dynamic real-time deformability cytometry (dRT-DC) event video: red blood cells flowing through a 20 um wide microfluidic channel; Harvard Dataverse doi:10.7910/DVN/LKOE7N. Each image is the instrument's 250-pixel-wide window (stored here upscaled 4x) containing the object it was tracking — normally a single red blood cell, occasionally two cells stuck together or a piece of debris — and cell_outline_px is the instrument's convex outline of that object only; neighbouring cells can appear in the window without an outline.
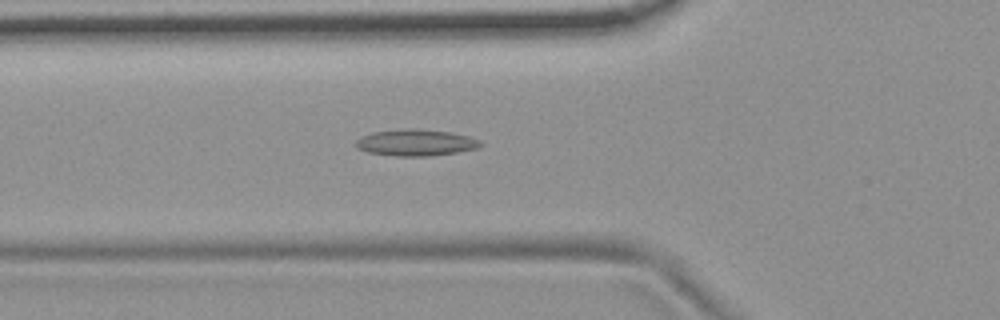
{"species": "common noctule bat (a hibernating species)", "species_latin": "Nyctalus noctula", "temperature_condition": "room temperature", "stored_images_in_passage": 54, "camera_frame_rate_fps": 3000, "um_per_image_px": 0.085, "animal": {"sex": "female", "body_mass_g": 19.9}, "frame": {"image": 1, "passage_image": 19, "time_ms": 6.0, "image_size_px": [1000, 320], "cell_outline_px": [[484, 144], [476, 148], [456, 152], [432, 156], [396, 156], [368, 152], [356, 148], [356, 140], [360, 136], [372, 132], [404, 128], [416, 128], [452, 132], [468, 136], [480, 140]], "centroid_in_image_um": [35.33, 12.11], "position_along_channel_um": 90.5, "area_um2": 19.42}}
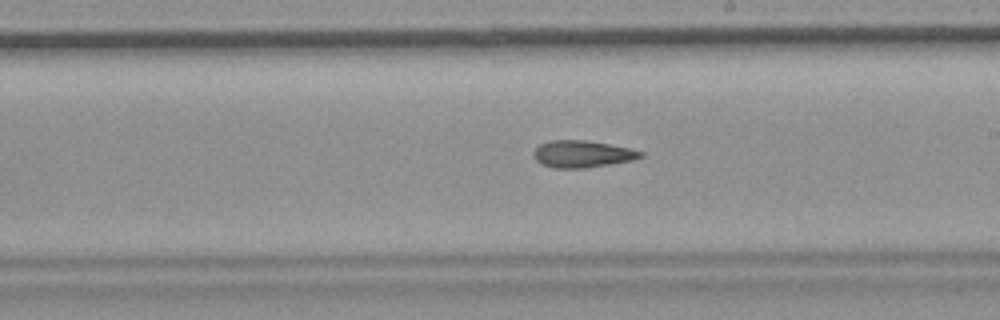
{"frame": {"image": 2, "passage_image": 31, "time_ms": 10.0, "image_size_px": [1000, 320], "cell_outline_px": [[644, 156], [632, 160], [588, 168], [552, 168], [540, 164], [532, 156], [532, 152], [540, 144], [552, 140], [588, 140], [632, 148], [644, 152]], "centroid_in_image_um": [49.49, 13.09], "position_along_channel_um": 239.5, "area_um2": 17.11}}
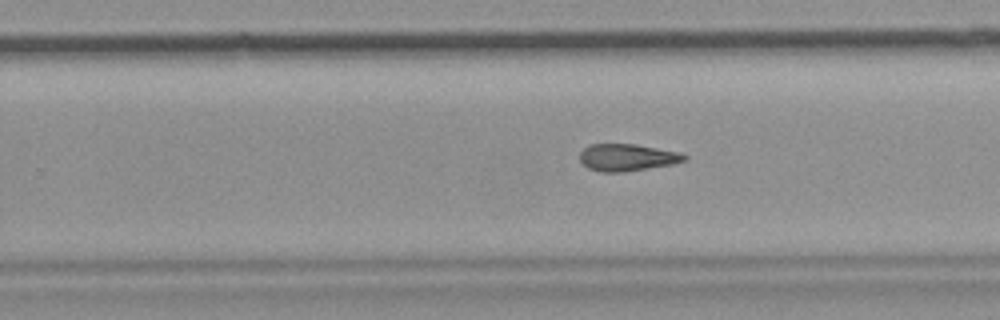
{"frame": {"image": 3, "passage_image": 34, "time_ms": 11.0, "image_size_px": [1000, 320], "cell_outline_px": [[688, 160], [672, 164], [624, 172], [600, 172], [588, 168], [580, 160], [580, 152], [588, 144], [636, 144], [680, 152], [688, 156]], "centroid_in_image_um": [53.32, 13.38], "position_along_channel_um": 276.5, "area_um2": 16.59}, "authors_computed_cell_mechanics": {"area_um2": 17.2244, "velocity_mm_per_s": 3.7319, "shape_relaxation_time_tau1_ms": null, "shape_relaxation_time_tau2_ms": 5.1276, "deformation_change_tau1": null, "deformation_change_tau2": 0.1487}}